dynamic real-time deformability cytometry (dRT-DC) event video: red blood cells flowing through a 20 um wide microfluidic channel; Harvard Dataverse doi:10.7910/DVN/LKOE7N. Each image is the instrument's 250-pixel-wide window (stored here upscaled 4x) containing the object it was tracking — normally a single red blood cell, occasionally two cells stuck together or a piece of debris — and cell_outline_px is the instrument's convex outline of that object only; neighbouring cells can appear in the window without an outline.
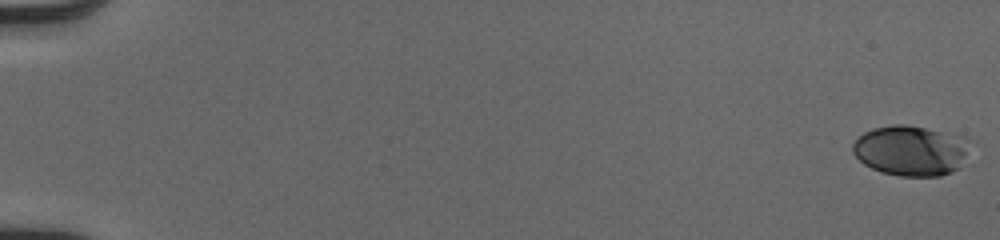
{"species": "human", "species_latin": "Homo sapiens", "temperature_condition": "cold", "stored_images_in_passage": 53, "camera_frame_rate_fps": 3000, "um_per_image_px": 0.085, "donor": {"sex": "male"}, "frame": {"image": 1, "passage_image": 1, "time_ms": 0.0, "image_size_px": [1000, 240], "cell_outline_px": [[976, 140], [960, 168], [952, 172], [940, 176], [900, 176], [880, 172], [864, 164], [852, 152], [852, 144], [864, 132], [872, 128], [892, 124], [908, 124]], "centroid_in_image_um": [77.48, 12.8], "position_along_channel_um": 7.5, "area_um2": 34.97}}
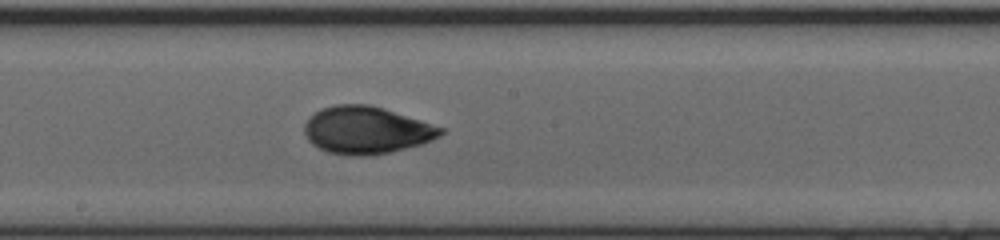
{"frame": {"image": 2, "passage_image": 31, "time_ms": 10.0, "image_size_px": [1000, 240], "cell_outline_px": [[444, 132], [440, 136], [420, 144], [372, 156], [352, 156], [328, 152], [312, 144], [308, 140], [304, 132], [304, 124], [320, 108], [336, 104], [368, 104], [420, 120], [444, 128]], "centroid_in_image_um": [31.11, 11.07], "position_along_channel_um": 217.1, "area_um2": 37.22}}
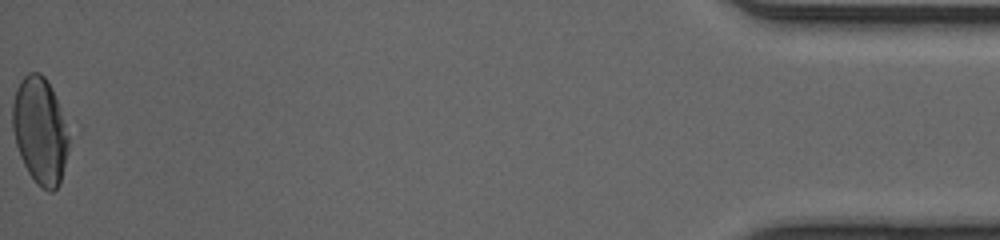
{"frame": {"image": 3, "passage_image": 53, "time_ms": 17.333, "image_size_px": [1000, 240], "cell_outline_px": [[68, 148], [60, 184], [52, 192], [48, 192], [36, 184], [28, 172], [20, 156], [16, 144], [12, 128], [12, 104], [16, 88], [20, 80], [28, 72], [40, 72], [44, 76], [52, 88], [68, 136]], "centroid_in_image_um": [3.37, 11.12], "position_along_channel_um": 431.8, "area_um2": 34.68}, "authors_computed_cell_mechanics": {"area_um2": 35.0846, "velocity_mm_per_s": 4.1124, "shape_relaxation_time_tau1_ms": 5.6365, "shape_relaxation_time_tau2_ms": 1.0961, "deformation_change_tau1": 0.1894, "deformation_change_tau2": 0.0506}}